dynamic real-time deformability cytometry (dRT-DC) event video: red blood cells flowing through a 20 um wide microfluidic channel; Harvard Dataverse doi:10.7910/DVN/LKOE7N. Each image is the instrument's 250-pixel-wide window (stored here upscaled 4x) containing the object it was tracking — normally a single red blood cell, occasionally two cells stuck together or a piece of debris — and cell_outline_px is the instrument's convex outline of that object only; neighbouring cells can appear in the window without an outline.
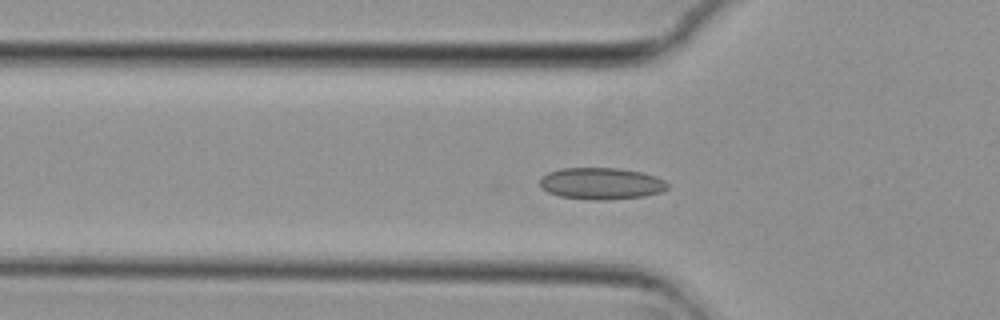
{"species": "common noctule bat (a hibernating species)", "species_latin": "Nyctalus noctula", "temperature_condition": "cold", "stored_images_in_passage": 39, "camera_frame_rate_fps": 3000, "um_per_image_px": 0.085, "animal": {"sex": "female", "body_mass_g": 29.2, "forearm_length_mm": 56.3}, "frame": {"image": 1, "passage_image": 2, "time_ms": 0.333, "image_size_px": [1000, 320], "cell_outline_px": [[668, 188], [660, 192], [644, 196], [604, 200], [596, 200], [560, 196], [548, 192], [540, 184], [540, 176], [548, 172], [560, 168], [620, 168], [644, 172], [656, 176], [664, 180], [668, 184]], "centroid_in_image_um": [51.12, 15.58], "position_along_channel_um": 74.7, "area_um2": 23.64}}
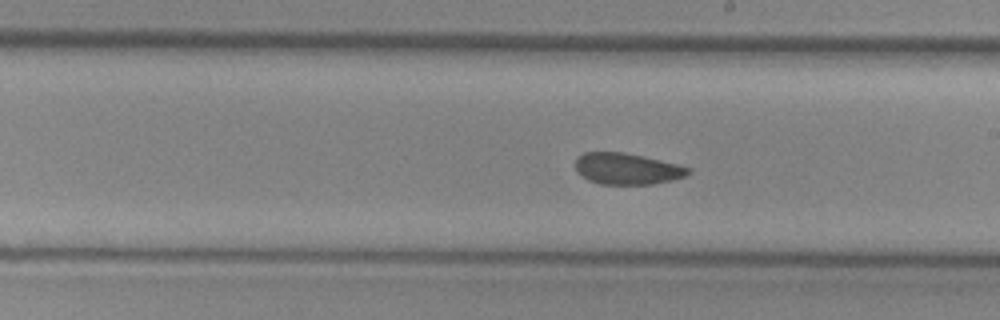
{"frame": {"image": 2, "passage_image": 15, "time_ms": 4.667, "image_size_px": [1000, 320], "cell_outline_px": [[692, 172], [684, 176], [672, 180], [652, 184], [600, 184], [588, 180], [576, 172], [576, 156], [584, 152], [620, 152], [640, 156], [676, 164], [692, 168]], "centroid_in_image_um": [53.26, 14.35], "position_along_channel_um": 235.7, "area_um2": 20.46}}
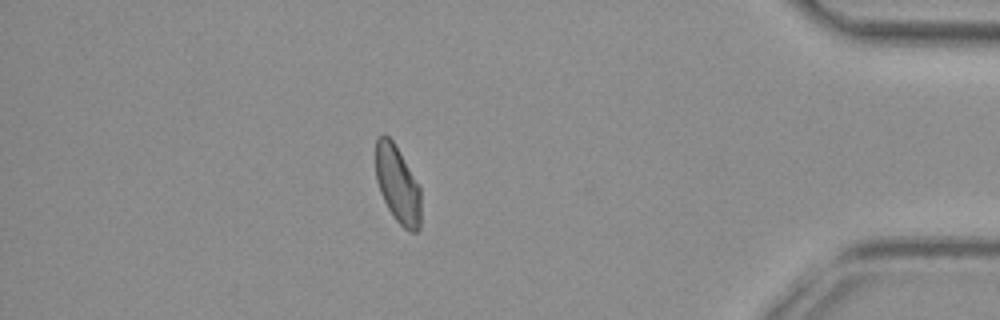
{"frame": {"image": 3, "passage_image": 32, "time_ms": 10.333, "image_size_px": [1000, 320], "cell_outline_px": [[420, 228], [416, 232], [412, 232], [404, 228], [396, 220], [388, 208], [380, 192], [376, 180], [376, 140], [384, 132], [392, 140], [420, 188]], "centroid_in_image_um": [33.78, 15.69], "position_along_channel_um": 401.4, "area_um2": 20.0}, "authors_computed_cell_mechanics": {"area_um2": 21.386, "velocity_mm_per_s": 3.7114, "shape_relaxation_time_tau1_ms": null, "shape_relaxation_time_tau2_ms": 1.9518, "deformation_change_tau1": null, "deformation_change_tau2": 0.0681}}